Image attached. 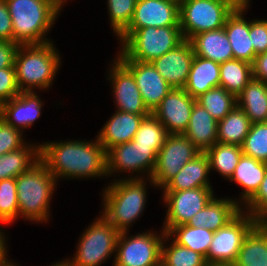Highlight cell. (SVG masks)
Wrapping results in <instances>:
<instances>
[{
  "instance_id": "d6a6232c",
  "label": "cell",
  "mask_w": 267,
  "mask_h": 266,
  "mask_svg": "<svg viewBox=\"0 0 267 266\" xmlns=\"http://www.w3.org/2000/svg\"><path fill=\"white\" fill-rule=\"evenodd\" d=\"M35 156V157H34ZM33 158V159H32ZM35 159V160H34ZM39 159V147H22L0 156V180L16 178ZM32 161V162H31Z\"/></svg>"
},
{
  "instance_id": "44dd1931",
  "label": "cell",
  "mask_w": 267,
  "mask_h": 266,
  "mask_svg": "<svg viewBox=\"0 0 267 266\" xmlns=\"http://www.w3.org/2000/svg\"><path fill=\"white\" fill-rule=\"evenodd\" d=\"M216 121L211 114L199 103L195 101L189 124L183 133L200 152H207L217 143Z\"/></svg>"
},
{
  "instance_id": "f6af8a7d",
  "label": "cell",
  "mask_w": 267,
  "mask_h": 266,
  "mask_svg": "<svg viewBox=\"0 0 267 266\" xmlns=\"http://www.w3.org/2000/svg\"><path fill=\"white\" fill-rule=\"evenodd\" d=\"M0 41L13 42L12 19L5 0H0Z\"/></svg>"
},
{
  "instance_id": "4fadbf2b",
  "label": "cell",
  "mask_w": 267,
  "mask_h": 266,
  "mask_svg": "<svg viewBox=\"0 0 267 266\" xmlns=\"http://www.w3.org/2000/svg\"><path fill=\"white\" fill-rule=\"evenodd\" d=\"M195 101L184 89L172 88L152 114L168 134H183L189 124Z\"/></svg>"
},
{
  "instance_id": "ac0fdd59",
  "label": "cell",
  "mask_w": 267,
  "mask_h": 266,
  "mask_svg": "<svg viewBox=\"0 0 267 266\" xmlns=\"http://www.w3.org/2000/svg\"><path fill=\"white\" fill-rule=\"evenodd\" d=\"M111 70V80L118 111L136 115H150L145 107L133 74L117 59Z\"/></svg>"
},
{
  "instance_id": "ab89813d",
  "label": "cell",
  "mask_w": 267,
  "mask_h": 266,
  "mask_svg": "<svg viewBox=\"0 0 267 266\" xmlns=\"http://www.w3.org/2000/svg\"><path fill=\"white\" fill-rule=\"evenodd\" d=\"M137 0H108L110 23L120 36L131 23Z\"/></svg>"
},
{
  "instance_id": "cb8c5ba5",
  "label": "cell",
  "mask_w": 267,
  "mask_h": 266,
  "mask_svg": "<svg viewBox=\"0 0 267 266\" xmlns=\"http://www.w3.org/2000/svg\"><path fill=\"white\" fill-rule=\"evenodd\" d=\"M234 200L213 198L202 210L186 223L192 227H204L217 231L231 221L241 210Z\"/></svg>"
},
{
  "instance_id": "4dcf8cb0",
  "label": "cell",
  "mask_w": 267,
  "mask_h": 266,
  "mask_svg": "<svg viewBox=\"0 0 267 266\" xmlns=\"http://www.w3.org/2000/svg\"><path fill=\"white\" fill-rule=\"evenodd\" d=\"M252 79V64L247 61L231 59L220 64V86L236 97Z\"/></svg>"
},
{
  "instance_id": "60d3db41",
  "label": "cell",
  "mask_w": 267,
  "mask_h": 266,
  "mask_svg": "<svg viewBox=\"0 0 267 266\" xmlns=\"http://www.w3.org/2000/svg\"><path fill=\"white\" fill-rule=\"evenodd\" d=\"M20 133L21 130L14 128L0 118V156L25 146Z\"/></svg>"
},
{
  "instance_id": "9a60e30c",
  "label": "cell",
  "mask_w": 267,
  "mask_h": 266,
  "mask_svg": "<svg viewBox=\"0 0 267 266\" xmlns=\"http://www.w3.org/2000/svg\"><path fill=\"white\" fill-rule=\"evenodd\" d=\"M132 74L145 107L152 113L172 87L158 73L151 62L119 60Z\"/></svg>"
},
{
  "instance_id": "836d02e7",
  "label": "cell",
  "mask_w": 267,
  "mask_h": 266,
  "mask_svg": "<svg viewBox=\"0 0 267 266\" xmlns=\"http://www.w3.org/2000/svg\"><path fill=\"white\" fill-rule=\"evenodd\" d=\"M196 102L202 105L216 120H222L237 106V97L227 92L223 87H215L196 98Z\"/></svg>"
},
{
  "instance_id": "83f0119b",
  "label": "cell",
  "mask_w": 267,
  "mask_h": 266,
  "mask_svg": "<svg viewBox=\"0 0 267 266\" xmlns=\"http://www.w3.org/2000/svg\"><path fill=\"white\" fill-rule=\"evenodd\" d=\"M237 103L251 124L267 122V83L253 78L237 96Z\"/></svg>"
},
{
  "instance_id": "7c38bea8",
  "label": "cell",
  "mask_w": 267,
  "mask_h": 266,
  "mask_svg": "<svg viewBox=\"0 0 267 266\" xmlns=\"http://www.w3.org/2000/svg\"><path fill=\"white\" fill-rule=\"evenodd\" d=\"M211 187H199L182 191H164V199L169 204L164 233L173 227L186 224L212 199Z\"/></svg>"
},
{
  "instance_id": "7402d4cb",
  "label": "cell",
  "mask_w": 267,
  "mask_h": 266,
  "mask_svg": "<svg viewBox=\"0 0 267 266\" xmlns=\"http://www.w3.org/2000/svg\"><path fill=\"white\" fill-rule=\"evenodd\" d=\"M189 41L194 55L219 64L234 59L231 44L224 27L199 33L194 35Z\"/></svg>"
},
{
  "instance_id": "8992f818",
  "label": "cell",
  "mask_w": 267,
  "mask_h": 266,
  "mask_svg": "<svg viewBox=\"0 0 267 266\" xmlns=\"http://www.w3.org/2000/svg\"><path fill=\"white\" fill-rule=\"evenodd\" d=\"M142 178L120 180L105 191L102 215L119 232H124L145 206V183Z\"/></svg>"
},
{
  "instance_id": "484cf974",
  "label": "cell",
  "mask_w": 267,
  "mask_h": 266,
  "mask_svg": "<svg viewBox=\"0 0 267 266\" xmlns=\"http://www.w3.org/2000/svg\"><path fill=\"white\" fill-rule=\"evenodd\" d=\"M219 86L220 64L195 55L183 89L196 99L208 90Z\"/></svg>"
},
{
  "instance_id": "5b68a950",
  "label": "cell",
  "mask_w": 267,
  "mask_h": 266,
  "mask_svg": "<svg viewBox=\"0 0 267 266\" xmlns=\"http://www.w3.org/2000/svg\"><path fill=\"white\" fill-rule=\"evenodd\" d=\"M119 37L124 46L117 59L139 62H152L185 40L180 26L144 27Z\"/></svg>"
},
{
  "instance_id": "f1b7e54d",
  "label": "cell",
  "mask_w": 267,
  "mask_h": 266,
  "mask_svg": "<svg viewBox=\"0 0 267 266\" xmlns=\"http://www.w3.org/2000/svg\"><path fill=\"white\" fill-rule=\"evenodd\" d=\"M267 170V163L242 155L230 180L244 188L246 202L256 193Z\"/></svg>"
},
{
  "instance_id": "7dc6e473",
  "label": "cell",
  "mask_w": 267,
  "mask_h": 266,
  "mask_svg": "<svg viewBox=\"0 0 267 266\" xmlns=\"http://www.w3.org/2000/svg\"><path fill=\"white\" fill-rule=\"evenodd\" d=\"M252 71L254 79L267 83V52L255 56Z\"/></svg>"
},
{
  "instance_id": "4316f807",
  "label": "cell",
  "mask_w": 267,
  "mask_h": 266,
  "mask_svg": "<svg viewBox=\"0 0 267 266\" xmlns=\"http://www.w3.org/2000/svg\"><path fill=\"white\" fill-rule=\"evenodd\" d=\"M267 265V222H259L243 240L232 266Z\"/></svg>"
},
{
  "instance_id": "816d5d0a",
  "label": "cell",
  "mask_w": 267,
  "mask_h": 266,
  "mask_svg": "<svg viewBox=\"0 0 267 266\" xmlns=\"http://www.w3.org/2000/svg\"><path fill=\"white\" fill-rule=\"evenodd\" d=\"M54 266H67L64 262L61 261L59 264H55Z\"/></svg>"
},
{
  "instance_id": "3957f363",
  "label": "cell",
  "mask_w": 267,
  "mask_h": 266,
  "mask_svg": "<svg viewBox=\"0 0 267 266\" xmlns=\"http://www.w3.org/2000/svg\"><path fill=\"white\" fill-rule=\"evenodd\" d=\"M58 56L53 44L49 42L19 45L14 62L19 90L31 92L33 86L43 89L49 87L59 68L60 58ZM24 84L28 87H24Z\"/></svg>"
},
{
  "instance_id": "f907efd6",
  "label": "cell",
  "mask_w": 267,
  "mask_h": 266,
  "mask_svg": "<svg viewBox=\"0 0 267 266\" xmlns=\"http://www.w3.org/2000/svg\"><path fill=\"white\" fill-rule=\"evenodd\" d=\"M58 12L64 0H47Z\"/></svg>"
},
{
  "instance_id": "8fae6325",
  "label": "cell",
  "mask_w": 267,
  "mask_h": 266,
  "mask_svg": "<svg viewBox=\"0 0 267 266\" xmlns=\"http://www.w3.org/2000/svg\"><path fill=\"white\" fill-rule=\"evenodd\" d=\"M125 233L118 236L114 266H161L162 238L152 233L127 238Z\"/></svg>"
},
{
  "instance_id": "681fc988",
  "label": "cell",
  "mask_w": 267,
  "mask_h": 266,
  "mask_svg": "<svg viewBox=\"0 0 267 266\" xmlns=\"http://www.w3.org/2000/svg\"><path fill=\"white\" fill-rule=\"evenodd\" d=\"M222 1L227 2L234 9L245 10L249 0H222Z\"/></svg>"
},
{
  "instance_id": "f35d334b",
  "label": "cell",
  "mask_w": 267,
  "mask_h": 266,
  "mask_svg": "<svg viewBox=\"0 0 267 266\" xmlns=\"http://www.w3.org/2000/svg\"><path fill=\"white\" fill-rule=\"evenodd\" d=\"M18 214L16 178L0 180V221L10 223Z\"/></svg>"
},
{
  "instance_id": "7bdbcfd3",
  "label": "cell",
  "mask_w": 267,
  "mask_h": 266,
  "mask_svg": "<svg viewBox=\"0 0 267 266\" xmlns=\"http://www.w3.org/2000/svg\"><path fill=\"white\" fill-rule=\"evenodd\" d=\"M16 82L15 68L0 69V105L20 94Z\"/></svg>"
},
{
  "instance_id": "2e32d148",
  "label": "cell",
  "mask_w": 267,
  "mask_h": 266,
  "mask_svg": "<svg viewBox=\"0 0 267 266\" xmlns=\"http://www.w3.org/2000/svg\"><path fill=\"white\" fill-rule=\"evenodd\" d=\"M157 153L151 146L137 145V142H126L116 145L107 151L108 174L114 170L140 171L148 169L152 176L156 164Z\"/></svg>"
},
{
  "instance_id": "e575fe53",
  "label": "cell",
  "mask_w": 267,
  "mask_h": 266,
  "mask_svg": "<svg viewBox=\"0 0 267 266\" xmlns=\"http://www.w3.org/2000/svg\"><path fill=\"white\" fill-rule=\"evenodd\" d=\"M206 153L209 157L210 169H217L220 174L229 179L243 155L240 146L219 142L215 143Z\"/></svg>"
},
{
  "instance_id": "52a82bcc",
  "label": "cell",
  "mask_w": 267,
  "mask_h": 266,
  "mask_svg": "<svg viewBox=\"0 0 267 266\" xmlns=\"http://www.w3.org/2000/svg\"><path fill=\"white\" fill-rule=\"evenodd\" d=\"M234 11L222 0H179V25L183 38L190 40L205 31L223 28Z\"/></svg>"
},
{
  "instance_id": "7a4b0ae2",
  "label": "cell",
  "mask_w": 267,
  "mask_h": 266,
  "mask_svg": "<svg viewBox=\"0 0 267 266\" xmlns=\"http://www.w3.org/2000/svg\"><path fill=\"white\" fill-rule=\"evenodd\" d=\"M5 1L12 19L13 42L19 45L48 42L43 36L59 12L47 0Z\"/></svg>"
},
{
  "instance_id": "ba28073f",
  "label": "cell",
  "mask_w": 267,
  "mask_h": 266,
  "mask_svg": "<svg viewBox=\"0 0 267 266\" xmlns=\"http://www.w3.org/2000/svg\"><path fill=\"white\" fill-rule=\"evenodd\" d=\"M243 216L240 211L224 227L214 232L206 256L208 266H232L236 262L243 240L259 223L250 214Z\"/></svg>"
},
{
  "instance_id": "d590c367",
  "label": "cell",
  "mask_w": 267,
  "mask_h": 266,
  "mask_svg": "<svg viewBox=\"0 0 267 266\" xmlns=\"http://www.w3.org/2000/svg\"><path fill=\"white\" fill-rule=\"evenodd\" d=\"M167 135L165 127L151 113L142 120L132 141L137 142V145L151 146L158 153L164 145Z\"/></svg>"
},
{
  "instance_id": "e0dca14e",
  "label": "cell",
  "mask_w": 267,
  "mask_h": 266,
  "mask_svg": "<svg viewBox=\"0 0 267 266\" xmlns=\"http://www.w3.org/2000/svg\"><path fill=\"white\" fill-rule=\"evenodd\" d=\"M194 51L189 40L166 52L151 63L165 81L176 89H183L187 83Z\"/></svg>"
},
{
  "instance_id": "74e56055",
  "label": "cell",
  "mask_w": 267,
  "mask_h": 266,
  "mask_svg": "<svg viewBox=\"0 0 267 266\" xmlns=\"http://www.w3.org/2000/svg\"><path fill=\"white\" fill-rule=\"evenodd\" d=\"M241 149L243 155L267 163V122L251 124Z\"/></svg>"
},
{
  "instance_id": "f546056e",
  "label": "cell",
  "mask_w": 267,
  "mask_h": 266,
  "mask_svg": "<svg viewBox=\"0 0 267 266\" xmlns=\"http://www.w3.org/2000/svg\"><path fill=\"white\" fill-rule=\"evenodd\" d=\"M251 122L248 116L236 106L222 120L218 121L217 142L242 146L249 133Z\"/></svg>"
},
{
  "instance_id": "6da1fadb",
  "label": "cell",
  "mask_w": 267,
  "mask_h": 266,
  "mask_svg": "<svg viewBox=\"0 0 267 266\" xmlns=\"http://www.w3.org/2000/svg\"><path fill=\"white\" fill-rule=\"evenodd\" d=\"M39 159L59 177H94L108 174L107 151L96 142H55L39 145Z\"/></svg>"
},
{
  "instance_id": "d6986e66",
  "label": "cell",
  "mask_w": 267,
  "mask_h": 266,
  "mask_svg": "<svg viewBox=\"0 0 267 266\" xmlns=\"http://www.w3.org/2000/svg\"><path fill=\"white\" fill-rule=\"evenodd\" d=\"M42 102L33 91L20 92L16 97L0 105V118L20 130L40 116ZM13 118V119H12Z\"/></svg>"
},
{
  "instance_id": "1f68e13d",
  "label": "cell",
  "mask_w": 267,
  "mask_h": 266,
  "mask_svg": "<svg viewBox=\"0 0 267 266\" xmlns=\"http://www.w3.org/2000/svg\"><path fill=\"white\" fill-rule=\"evenodd\" d=\"M163 234V238L177 234L174 240L177 244L201 254L206 260L214 231L205 229L204 227H192L187 224H182L173 227L167 234L164 232Z\"/></svg>"
},
{
  "instance_id": "ffe728a7",
  "label": "cell",
  "mask_w": 267,
  "mask_h": 266,
  "mask_svg": "<svg viewBox=\"0 0 267 266\" xmlns=\"http://www.w3.org/2000/svg\"><path fill=\"white\" fill-rule=\"evenodd\" d=\"M149 115H136L118 111L105 124L98 136V141L104 149L130 142L138 131L142 120Z\"/></svg>"
},
{
  "instance_id": "8d00e7d4",
  "label": "cell",
  "mask_w": 267,
  "mask_h": 266,
  "mask_svg": "<svg viewBox=\"0 0 267 266\" xmlns=\"http://www.w3.org/2000/svg\"><path fill=\"white\" fill-rule=\"evenodd\" d=\"M171 245L165 249L162 244L161 266H208L201 254L175 241Z\"/></svg>"
},
{
  "instance_id": "9c48e42d",
  "label": "cell",
  "mask_w": 267,
  "mask_h": 266,
  "mask_svg": "<svg viewBox=\"0 0 267 266\" xmlns=\"http://www.w3.org/2000/svg\"><path fill=\"white\" fill-rule=\"evenodd\" d=\"M98 219L83 234L72 263L63 261L67 266H99L116 250L120 232L103 216Z\"/></svg>"
},
{
  "instance_id": "ee69618b",
  "label": "cell",
  "mask_w": 267,
  "mask_h": 266,
  "mask_svg": "<svg viewBox=\"0 0 267 266\" xmlns=\"http://www.w3.org/2000/svg\"><path fill=\"white\" fill-rule=\"evenodd\" d=\"M249 37L256 55L267 52V20L249 22Z\"/></svg>"
},
{
  "instance_id": "5bb4252c",
  "label": "cell",
  "mask_w": 267,
  "mask_h": 266,
  "mask_svg": "<svg viewBox=\"0 0 267 266\" xmlns=\"http://www.w3.org/2000/svg\"><path fill=\"white\" fill-rule=\"evenodd\" d=\"M151 26H180L179 0H137L131 23L124 32Z\"/></svg>"
},
{
  "instance_id": "c3c4849f",
  "label": "cell",
  "mask_w": 267,
  "mask_h": 266,
  "mask_svg": "<svg viewBox=\"0 0 267 266\" xmlns=\"http://www.w3.org/2000/svg\"><path fill=\"white\" fill-rule=\"evenodd\" d=\"M2 232L0 231V266H11L12 263L8 262L5 258L6 256V248H5V243H4V238L3 235L1 234Z\"/></svg>"
},
{
  "instance_id": "603a6c76",
  "label": "cell",
  "mask_w": 267,
  "mask_h": 266,
  "mask_svg": "<svg viewBox=\"0 0 267 266\" xmlns=\"http://www.w3.org/2000/svg\"><path fill=\"white\" fill-rule=\"evenodd\" d=\"M209 170V157L206 152H200L163 186L164 191L211 187L207 178Z\"/></svg>"
},
{
  "instance_id": "d4e9b609",
  "label": "cell",
  "mask_w": 267,
  "mask_h": 266,
  "mask_svg": "<svg viewBox=\"0 0 267 266\" xmlns=\"http://www.w3.org/2000/svg\"><path fill=\"white\" fill-rule=\"evenodd\" d=\"M245 10L234 9L225 22V32L231 44L234 59L253 63L255 59L254 47L249 37V22L245 21L242 12Z\"/></svg>"
},
{
  "instance_id": "277c9868",
  "label": "cell",
  "mask_w": 267,
  "mask_h": 266,
  "mask_svg": "<svg viewBox=\"0 0 267 266\" xmlns=\"http://www.w3.org/2000/svg\"><path fill=\"white\" fill-rule=\"evenodd\" d=\"M55 181L40 159L16 177L19 214L34 221L47 220Z\"/></svg>"
},
{
  "instance_id": "b9f144b4",
  "label": "cell",
  "mask_w": 267,
  "mask_h": 266,
  "mask_svg": "<svg viewBox=\"0 0 267 266\" xmlns=\"http://www.w3.org/2000/svg\"><path fill=\"white\" fill-rule=\"evenodd\" d=\"M246 203L252 217L258 222H267V170L259 189Z\"/></svg>"
},
{
  "instance_id": "30bf717a",
  "label": "cell",
  "mask_w": 267,
  "mask_h": 266,
  "mask_svg": "<svg viewBox=\"0 0 267 266\" xmlns=\"http://www.w3.org/2000/svg\"><path fill=\"white\" fill-rule=\"evenodd\" d=\"M200 151L183 134H168L157 153L156 164L150 177L155 186H164L182 167Z\"/></svg>"
},
{
  "instance_id": "bcb514c9",
  "label": "cell",
  "mask_w": 267,
  "mask_h": 266,
  "mask_svg": "<svg viewBox=\"0 0 267 266\" xmlns=\"http://www.w3.org/2000/svg\"><path fill=\"white\" fill-rule=\"evenodd\" d=\"M18 47L16 42L0 41V69L14 67Z\"/></svg>"
}]
</instances>
